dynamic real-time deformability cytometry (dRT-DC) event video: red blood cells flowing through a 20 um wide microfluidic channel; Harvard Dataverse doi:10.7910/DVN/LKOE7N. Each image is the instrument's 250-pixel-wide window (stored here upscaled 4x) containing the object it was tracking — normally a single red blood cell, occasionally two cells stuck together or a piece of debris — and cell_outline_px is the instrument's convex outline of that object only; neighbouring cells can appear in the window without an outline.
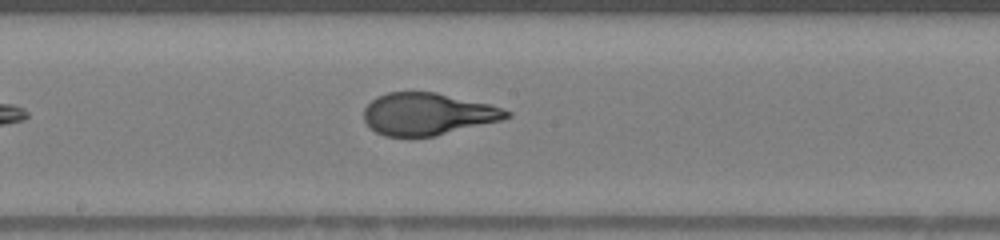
{"species": "human", "species_latin": "Homo sapiens", "temperature_condition": "warm", "stored_images_in_passage": 26, "camera_frame_rate_fps": 3000, "um_per_image_px": 0.085, "donor": {"sex": "female"}, "frame": {"image": 1, "passage_image": 12, "time_ms": 3.667, "image_size_px": [1000, 240], "cell_outline_px": [[512, 116], [500, 120], [436, 136], [384, 136], [376, 132], [364, 120], [364, 108], [376, 96], [388, 92], [436, 92], [488, 104], [512, 112]], "centroid_in_image_um": [36.33, 9.69], "position_along_channel_um": 211.9, "area_um2": 34.74}}
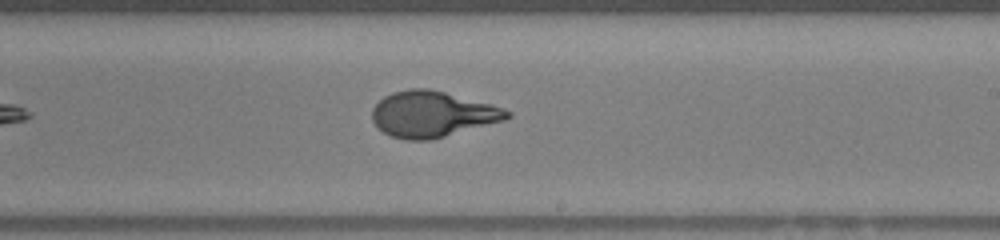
{"frame": {"image": 2, "passage_image": 15, "time_ms": 4.667, "image_size_px": [1000, 240], "cell_outline_px": [[512, 116], [504, 120], [432, 140], [408, 140], [392, 136], [384, 132], [372, 120], [372, 108], [384, 96], [392, 92], [408, 88], [428, 88], [444, 92], [488, 104], [512, 112]], "centroid_in_image_um": [36.71, 9.7], "position_along_channel_um": 252.3, "area_um2": 35.66}}
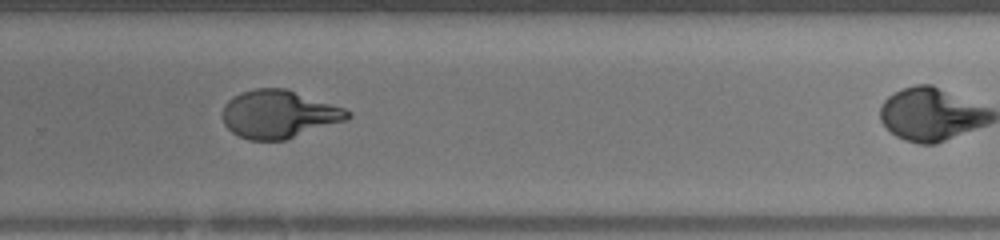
{"frame": {"image": 3, "passage_image": 19, "time_ms": 6.0, "image_size_px": [1000, 240], "cell_outline_px": [[352, 116], [348, 120], [288, 140], [248, 140], [232, 132], [224, 124], [224, 104], [232, 96], [240, 92], [256, 88], [284, 88], [344, 108], [352, 112]], "centroid_in_image_um": [23.73, 9.72], "position_along_channel_um": 306.1, "area_um2": 35.08}}